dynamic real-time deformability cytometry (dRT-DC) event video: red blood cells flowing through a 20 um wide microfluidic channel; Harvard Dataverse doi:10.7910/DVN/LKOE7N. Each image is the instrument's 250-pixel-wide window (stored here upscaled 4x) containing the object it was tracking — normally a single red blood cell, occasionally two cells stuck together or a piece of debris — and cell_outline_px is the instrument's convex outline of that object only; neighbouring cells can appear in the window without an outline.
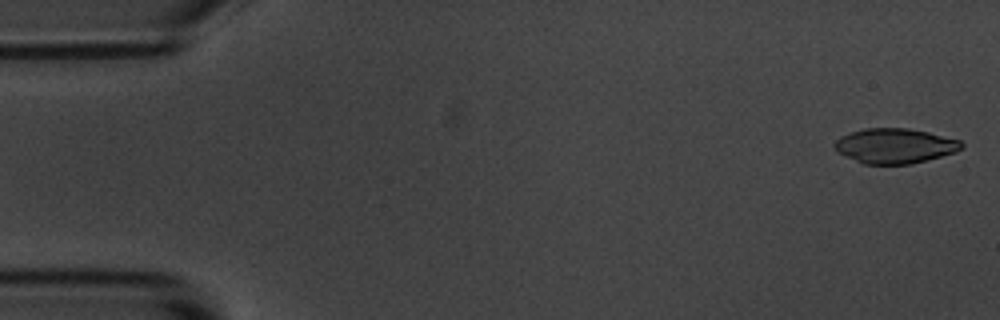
{"species": "common noctule bat (a hibernating species)", "species_latin": "Nyctalus noctula", "temperature_condition": "room temperature", "stored_images_in_passage": 5, "camera_frame_rate_fps": 3000, "um_per_image_px": 0.085, "animal": {"sex": "male", "body_mass_g": 20.1, "forearm_length_mm": 53.5}, "frame": {"image": 1, "passage_image": 1, "time_ms": 0.0, "image_size_px": [1000, 320], "cell_outline_px": [[964, 148], [956, 152], [912, 164], [864, 164], [836, 152], [832, 144], [840, 136], [848, 132], [864, 128], [908, 128], [928, 132], [960, 140], [964, 144]], "centroid_in_image_um": [76.04, 12.39], "position_along_channel_um": 9.0, "area_um2": 26.13}}